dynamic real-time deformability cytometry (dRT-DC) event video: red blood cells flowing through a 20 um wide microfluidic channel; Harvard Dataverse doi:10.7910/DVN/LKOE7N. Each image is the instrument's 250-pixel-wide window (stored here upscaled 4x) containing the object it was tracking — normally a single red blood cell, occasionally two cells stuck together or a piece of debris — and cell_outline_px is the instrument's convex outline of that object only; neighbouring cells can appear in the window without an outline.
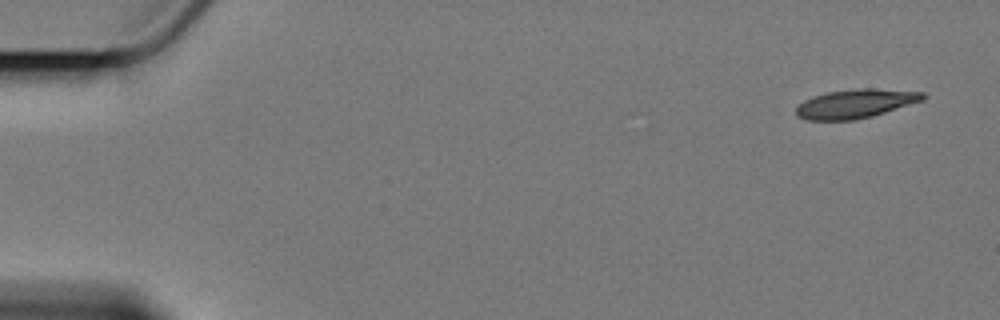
{"species": "Egyptian fruit bat (a non-hibernating species)", "species_latin": "Rousettus aegyptiacus", "temperature_condition": "cold", "stored_images_in_passage": 7, "camera_frame_rate_fps": 3000, "um_per_image_px": 0.085, "animal": {"sex": "female"}, "frame": {"image": 1, "passage_image": 1, "time_ms": 0.0, "image_size_px": [1000, 320], "cell_outline_px": [[928, 96], [924, 100], [872, 116], [852, 120], [808, 120], [796, 116], [796, 108], [804, 100], [812, 96], [828, 92], [856, 88], [872, 88], [924, 92]], "centroid_in_image_um": [72.73, 8.8], "position_along_channel_um": 12.3, "area_um2": 21.39}}
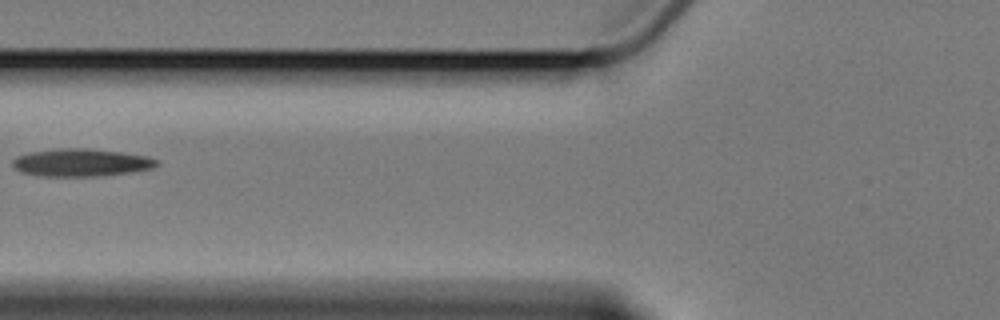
{"frame": {"image": 2, "passage_image": 7, "time_ms": 7.0, "image_size_px": [1000, 320], "cell_outline_px": [[160, 164], [152, 168], [132, 172], [92, 176], [40, 176], [20, 172], [12, 164], [12, 160], [16, 156], [28, 152], [60, 148], [84, 148], [120, 152], [148, 156], [160, 160]], "centroid_in_image_um": [6.9, 13.81], "position_along_channel_um": 118.9, "area_um2": 23.29}}